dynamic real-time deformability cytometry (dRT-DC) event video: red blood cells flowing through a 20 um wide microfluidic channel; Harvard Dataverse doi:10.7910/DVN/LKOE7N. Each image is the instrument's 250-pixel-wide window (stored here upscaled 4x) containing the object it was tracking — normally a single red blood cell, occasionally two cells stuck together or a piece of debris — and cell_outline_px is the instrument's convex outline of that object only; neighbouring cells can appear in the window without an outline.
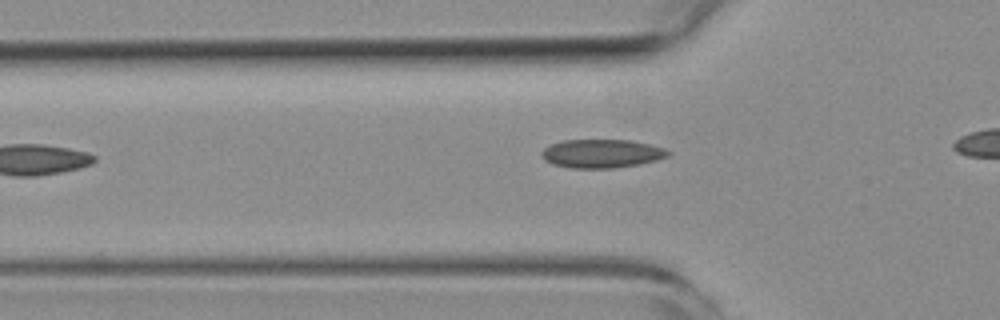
{"species": "common noctule bat (a hibernating species)", "species_latin": "Nyctalus noctula", "temperature_condition": "room temperature", "stored_images_in_passage": 5, "camera_frame_rate_fps": 3000, "um_per_image_px": 0.085, "animal": {"sex": "female", "body_mass_g": 19.3, "forearm_length_mm": 54.1}, "frame": {"image": 1, "passage_image": 4, "time_ms": 3.333, "image_size_px": [1000, 320], "cell_outline_px": [[672, 152], [668, 156], [656, 160], [640, 164], [612, 168], [568, 168], [552, 164], [544, 160], [540, 156], [540, 152], [544, 148], [552, 144], [564, 140], [632, 140], [664, 148]], "centroid_in_image_um": [51.12, 13.06], "position_along_channel_um": 74.7, "area_um2": 21.15}}